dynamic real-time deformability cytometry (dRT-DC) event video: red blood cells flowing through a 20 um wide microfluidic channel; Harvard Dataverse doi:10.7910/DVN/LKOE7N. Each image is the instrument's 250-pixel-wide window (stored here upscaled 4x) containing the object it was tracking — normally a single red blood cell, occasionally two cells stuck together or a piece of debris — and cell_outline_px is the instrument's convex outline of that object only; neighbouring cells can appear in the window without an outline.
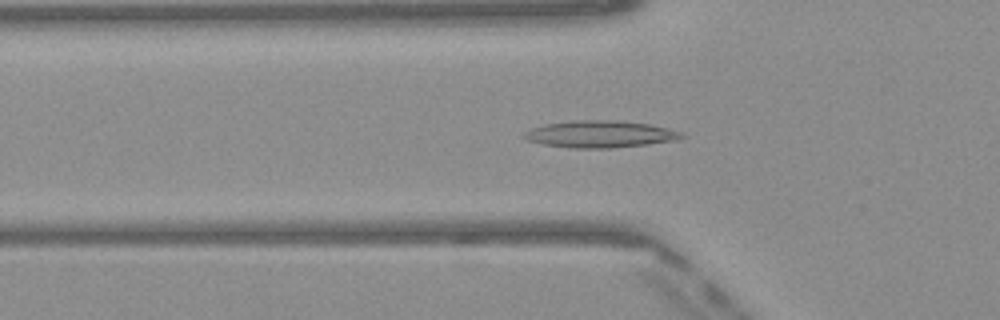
{"species": "Egyptian fruit bat (a non-hibernating species)", "species_latin": "Rousettus aegyptiacus", "temperature_condition": "warm", "stored_images_in_passage": 48, "camera_frame_rate_fps": 3000, "um_per_image_px": 0.085, "frame": {"image": 1, "passage_image": 15, "time_ms": 4.667, "image_size_px": [1000, 320], "cell_outline_px": [[688, 136], [676, 140], [648, 144], [608, 148], [572, 148], [544, 144], [528, 140], [520, 136], [524, 132], [532, 128], [544, 124], [572, 120], [620, 120], [648, 124], [668, 128], [684, 132]], "centroid_in_image_um": [51.03, 11.39], "position_along_channel_um": 74.8, "area_um2": 24.91}}
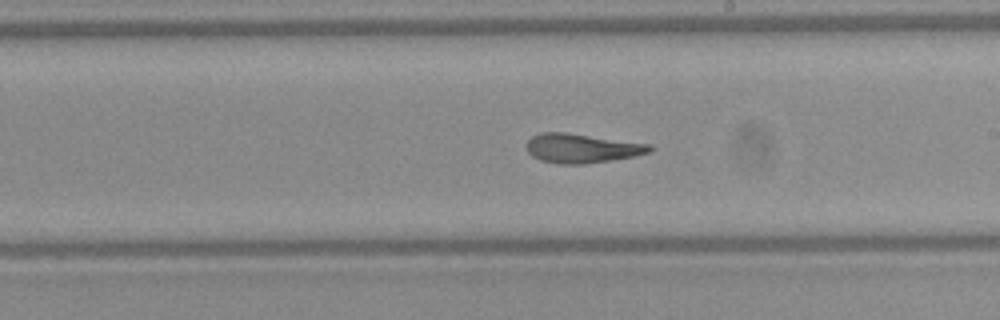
{"frame": {"image": 2, "passage_image": 27, "time_ms": 8.667, "image_size_px": [1000, 320], "cell_outline_px": [[652, 152], [632, 156], [584, 164], [560, 164], [540, 160], [532, 156], [528, 152], [524, 144], [532, 136], [540, 132], [564, 132], [652, 144]], "centroid_in_image_um": [49.41, 12.59], "position_along_channel_um": 239.6, "area_um2": 20.98}}
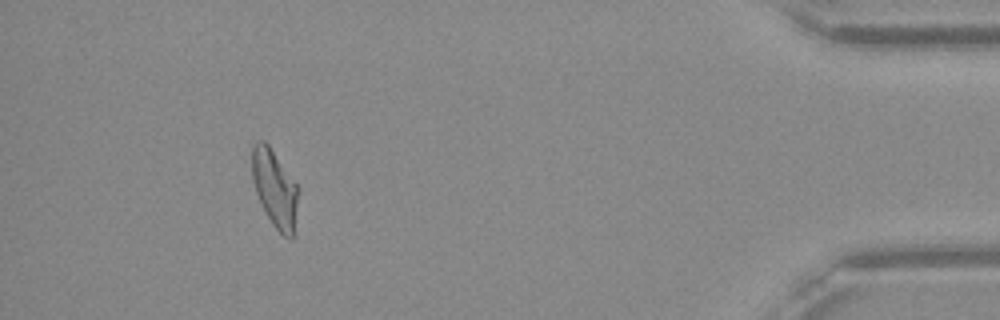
{"frame": {"image": 3, "passage_image": 44, "time_ms": 14.333, "image_size_px": [1000, 320], "cell_outline_px": [[300, 188], [292, 240], [284, 236], [272, 224], [256, 192], [252, 180], [252, 144], [256, 140], [264, 140], [268, 144]], "centroid_in_image_um": [23.36, 15.99], "position_along_channel_um": 411.8, "area_um2": 20.81}, "authors_computed_cell_mechanics": {"area_um2": 21.675, "velocity_mm_per_s": 4.1022, "shape_relaxation_time_tau1_ms": null, "shape_relaxation_time_tau2_ms": 2.8143, "deformation_change_tau1": null, "deformation_change_tau2": 0.1191}}